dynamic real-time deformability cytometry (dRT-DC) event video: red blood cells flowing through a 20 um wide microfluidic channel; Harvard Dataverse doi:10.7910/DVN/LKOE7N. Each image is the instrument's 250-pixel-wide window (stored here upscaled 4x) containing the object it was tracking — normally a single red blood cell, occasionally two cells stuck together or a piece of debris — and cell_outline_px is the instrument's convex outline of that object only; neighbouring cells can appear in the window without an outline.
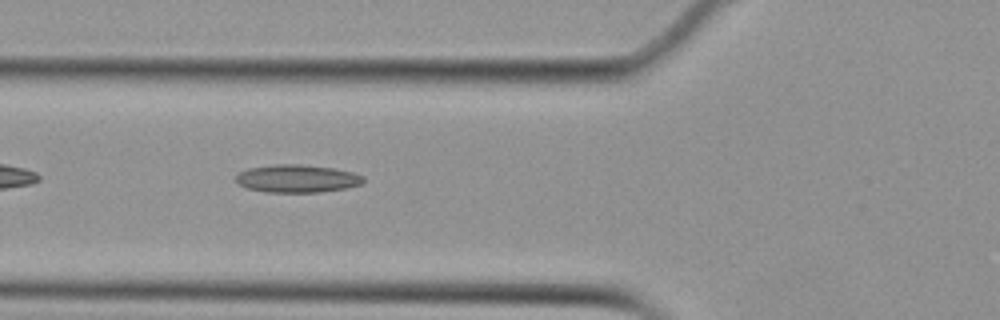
{"species": "Egyptian fruit bat (a non-hibernating species)", "species_latin": "Rousettus aegyptiacus", "temperature_condition": "cold", "stored_images_in_passage": 32, "camera_frame_rate_fps": 3000, "um_per_image_px": 0.085, "animal": {"sex": "female"}, "frame": {"image": 1, "passage_image": 5, "time_ms": 1.333, "image_size_px": [1000, 320], "cell_outline_px": [[364, 180], [360, 184], [348, 188], [320, 192], [264, 192], [248, 188], [240, 184], [236, 180], [236, 176], [240, 172], [248, 168], [276, 164], [300, 164], [332, 168], [352, 172], [364, 176]], "centroid_in_image_um": [25.27, 15.18], "position_along_channel_um": 100.5, "area_um2": 20.58}}
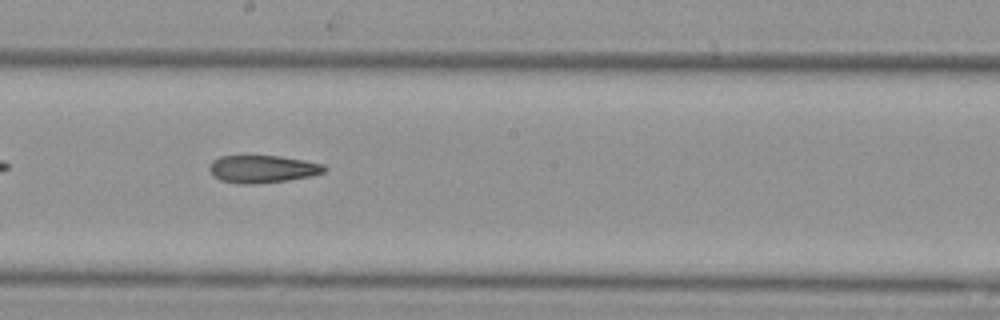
{"frame": {"image": 2, "passage_image": 15, "time_ms": 4.667, "image_size_px": [1000, 320], "cell_outline_px": [[328, 168], [324, 172], [312, 176], [288, 180], [252, 184], [240, 184], [220, 180], [212, 176], [208, 168], [212, 160], [220, 156], [280, 156], [304, 160], [324, 164]], "centroid_in_image_um": [22.31, 14.37], "position_along_channel_um": 225.9, "area_um2": 18.61}}
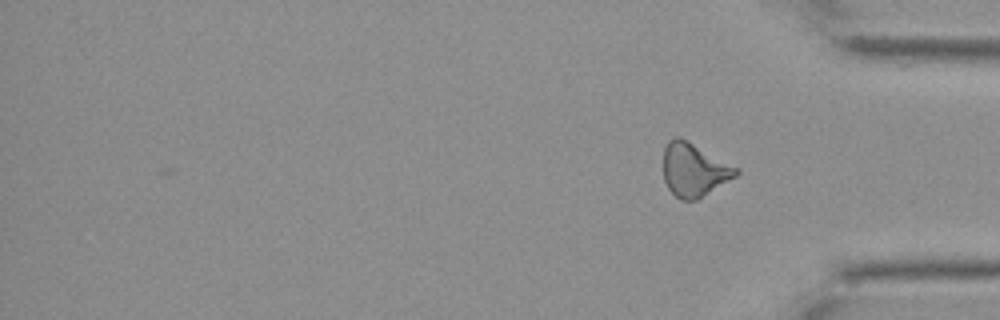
{"frame": {"image": 3, "passage_image": 32, "time_ms": 10.333, "image_size_px": [1000, 320], "cell_outline_px": [[740, 172], [736, 176], [696, 200], [680, 200], [668, 188], [664, 180], [664, 148], [668, 140], [676, 136], [680, 136], [740, 168]], "centroid_in_image_um": [59.0, 14.41], "position_along_channel_um": 376.2, "area_um2": 22.66}, "authors_computed_cell_mechanics": {"area_um2": 18.8428, "velocity_mm_per_s": 3.7608, "shape_relaxation_time_tau1_ms": null, "shape_relaxation_time_tau2_ms": 9.1688, "deformation_change_tau1": null, "deformation_change_tau2": 0.2288}}